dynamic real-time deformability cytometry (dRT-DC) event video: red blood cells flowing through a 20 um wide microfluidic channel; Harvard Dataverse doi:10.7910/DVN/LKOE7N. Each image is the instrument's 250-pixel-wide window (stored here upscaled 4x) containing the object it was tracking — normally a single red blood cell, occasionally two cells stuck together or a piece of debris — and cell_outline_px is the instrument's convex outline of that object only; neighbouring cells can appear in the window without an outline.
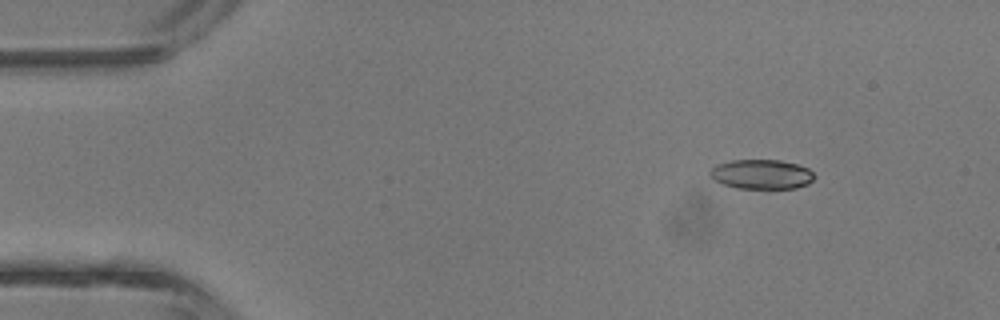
{"species": "common noctule bat (a hibernating species)", "species_latin": "Nyctalus noctula", "temperature_condition": "room temperature", "stored_images_in_passage": 4, "camera_frame_rate_fps": 3000, "um_per_image_px": 0.085, "animal": {"sex": "male", "body_mass_g": 13.3}, "frame": {"image": 1, "passage_image": 2, "time_ms": 1.333, "image_size_px": [1000, 320], "cell_outline_px": [[816, 176], [808, 184], [796, 188], [768, 192], [736, 188], [712, 180], [708, 176], [708, 172], [716, 164], [732, 160], [780, 160], [796, 164], [808, 168]], "centroid_in_image_um": [64.71, 14.87], "position_along_channel_um": 20.3, "area_um2": 18.96}}
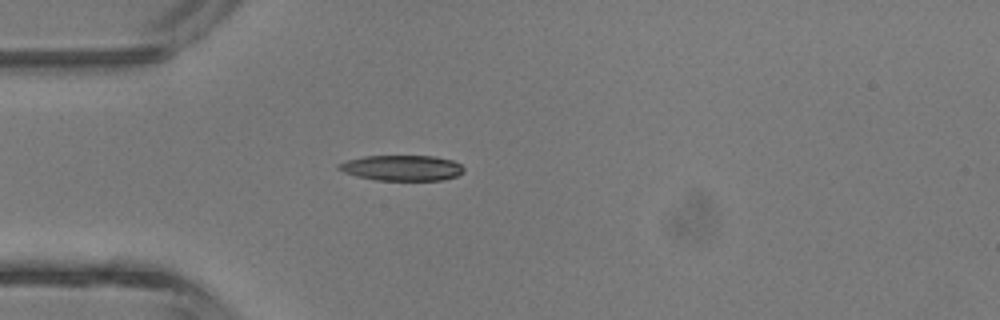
{"frame": {"image": 2, "passage_image": 4, "time_ms": 3.667, "image_size_px": [1000, 320], "cell_outline_px": [[464, 172], [456, 176], [444, 180], [376, 180], [356, 176], [344, 172], [336, 168], [336, 164], [348, 160], [364, 156], [432, 156], [452, 160], [460, 164], [464, 168]], "centroid_in_image_um": [34.15, 14.27], "position_along_channel_um": 50.9, "area_um2": 18.61}}